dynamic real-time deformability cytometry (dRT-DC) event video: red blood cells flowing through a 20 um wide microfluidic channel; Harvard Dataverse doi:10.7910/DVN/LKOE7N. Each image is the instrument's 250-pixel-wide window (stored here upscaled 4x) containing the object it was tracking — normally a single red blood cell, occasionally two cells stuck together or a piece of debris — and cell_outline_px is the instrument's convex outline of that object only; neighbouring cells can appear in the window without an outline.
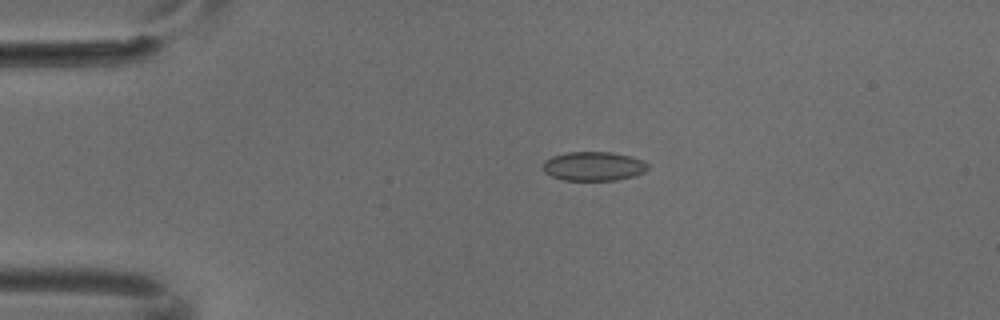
{"species": "common noctule bat (a hibernating species)", "species_latin": "Nyctalus noctula", "temperature_condition": "cold", "stored_images_in_passage": 4, "camera_frame_rate_fps": 3000, "um_per_image_px": 0.085, "animal": {"sex": "male", "body_mass_g": 18.8}, "frame": {"image": 1, "passage_image": 3, "time_ms": 0.667, "image_size_px": [1000, 320], "cell_outline_px": [[648, 168], [644, 172], [632, 176], [616, 180], [564, 180], [552, 176], [544, 172], [544, 160], [552, 156], [568, 152], [612, 152], [632, 156], [644, 160], [648, 164]], "centroid_in_image_um": [50.47, 14.12], "position_along_channel_um": 34.5, "area_um2": 17.8}}